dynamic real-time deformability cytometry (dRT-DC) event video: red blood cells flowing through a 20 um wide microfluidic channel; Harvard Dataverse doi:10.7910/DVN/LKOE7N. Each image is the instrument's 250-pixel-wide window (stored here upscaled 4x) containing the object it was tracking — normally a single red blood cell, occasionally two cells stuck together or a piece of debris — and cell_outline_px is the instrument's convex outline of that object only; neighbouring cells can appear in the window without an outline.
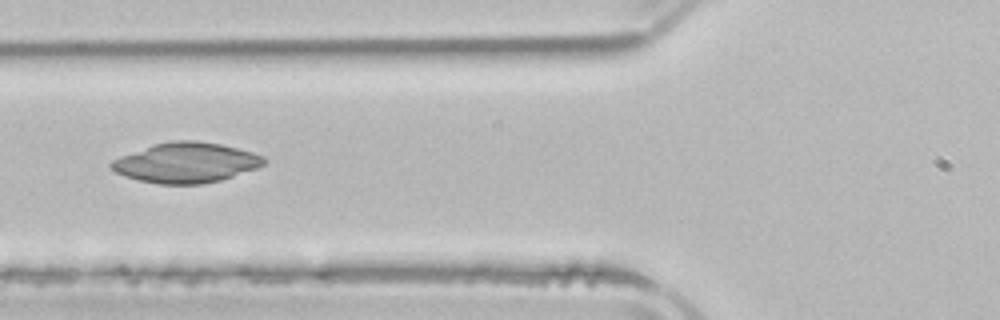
{"species": "common noctule bat (a hibernating species)", "species_latin": "Nyctalus noctula", "temperature_condition": "room temperature", "stored_images_in_passage": 2, "camera_frame_rate_fps": 3000, "um_per_image_px": 0.085, "animal": {"sex": "male", "body_mass_g": 21.5, "forearm_length_mm": 52.0}, "frame": {"image": 1, "passage_image": 2, "time_ms": 1.333, "image_size_px": [1000, 320], "cell_outline_px": [[268, 160], [264, 164], [256, 168], [220, 180], [200, 184], [160, 184], [140, 180], [116, 172], [108, 164], [112, 160], [120, 156], [152, 144], [172, 140], [196, 140], [220, 144], [252, 152], [264, 156]], "centroid_in_image_um": [15.81, 13.81], "position_along_channel_um": 110.0, "area_um2": 35.49}}